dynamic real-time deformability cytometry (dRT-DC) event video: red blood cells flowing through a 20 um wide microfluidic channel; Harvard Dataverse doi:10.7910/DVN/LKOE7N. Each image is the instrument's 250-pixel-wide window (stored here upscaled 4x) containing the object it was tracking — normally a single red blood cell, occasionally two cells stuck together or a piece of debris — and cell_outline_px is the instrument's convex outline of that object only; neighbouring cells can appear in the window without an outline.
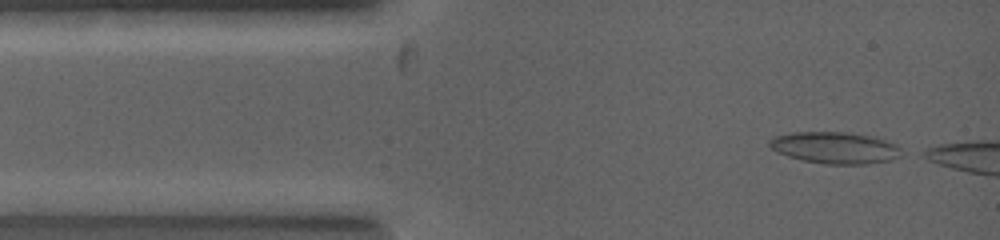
{"species": "common noctule bat (a hibernating species)", "species_latin": "Nyctalus noctula", "temperature_condition": "warm", "stored_images_in_passage": 3, "camera_frame_rate_fps": 5000, "um_per_image_px": 0.085, "animal": {"sex": "female", "body_mass_g": 19.0, "forearm_length_mm": 53.3}, "frame": {"image": 1, "passage_image": 1, "time_ms": 0.0, "image_size_px": [1000, 240], "cell_outline_px": [[908, 152], [904, 156], [892, 160], [868, 164], [824, 164], [800, 160], [776, 152], [768, 144], [768, 140], [772, 136], [792, 132], [844, 132], [872, 136], [896, 144]], "centroid_in_image_um": [71.02, 12.57], "position_along_channel_um": 14.0, "area_um2": 24.91}}